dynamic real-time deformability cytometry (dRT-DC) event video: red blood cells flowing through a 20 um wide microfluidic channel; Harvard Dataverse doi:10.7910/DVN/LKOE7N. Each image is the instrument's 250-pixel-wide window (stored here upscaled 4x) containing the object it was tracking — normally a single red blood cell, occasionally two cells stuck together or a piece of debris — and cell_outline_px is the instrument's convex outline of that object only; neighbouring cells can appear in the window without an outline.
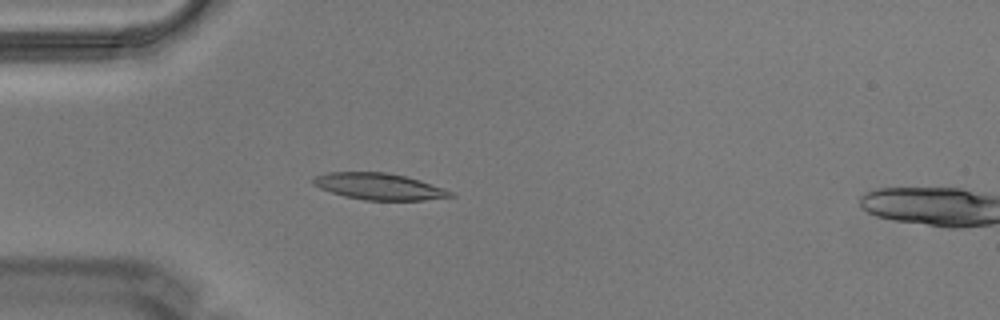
{"species": "Egyptian fruit bat (a non-hibernating species)", "species_latin": "Rousettus aegyptiacus", "temperature_condition": "warm", "stored_images_in_passage": 6, "camera_frame_rate_fps": 3000, "um_per_image_px": 0.085, "animal": {"sex": "male"}, "frame": {"image": 1, "passage_image": 5, "time_ms": 1.333, "image_size_px": [1000, 320], "cell_outline_px": [[456, 196], [424, 200], [364, 200], [344, 196], [320, 188], [312, 184], [312, 176], [328, 172], [384, 172], [404, 176], [420, 180], [444, 188], [452, 192]], "centroid_in_image_um": [32.2, 15.85], "position_along_channel_um": 52.8, "area_um2": 21.21}}